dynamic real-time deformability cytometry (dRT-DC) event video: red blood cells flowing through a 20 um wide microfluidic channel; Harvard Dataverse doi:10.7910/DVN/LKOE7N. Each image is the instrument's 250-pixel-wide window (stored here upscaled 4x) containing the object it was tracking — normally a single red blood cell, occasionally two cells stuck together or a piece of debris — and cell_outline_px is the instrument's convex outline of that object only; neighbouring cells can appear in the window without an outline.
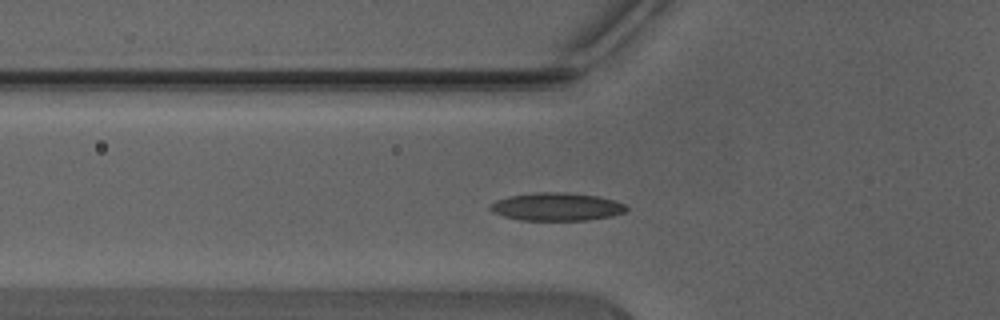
{"species": "Egyptian fruit bat (a non-hibernating species)", "species_latin": "Rousettus aegyptiacus", "temperature_condition": "warm", "stored_images_in_passage": 42, "camera_frame_rate_fps": 3000, "um_per_image_px": 0.085, "animal": {"sex": "male"}, "frame": {"image": 1, "passage_image": 12, "time_ms": 3.667, "image_size_px": [1000, 320], "cell_outline_px": [[628, 208], [624, 212], [612, 216], [588, 220], [520, 220], [504, 216], [492, 212], [488, 208], [496, 200], [508, 196], [536, 192], [568, 192], [596, 196], [612, 200], [624, 204]], "centroid_in_image_um": [47.29, 17.57], "position_along_channel_um": 78.5, "area_um2": 22.14}}
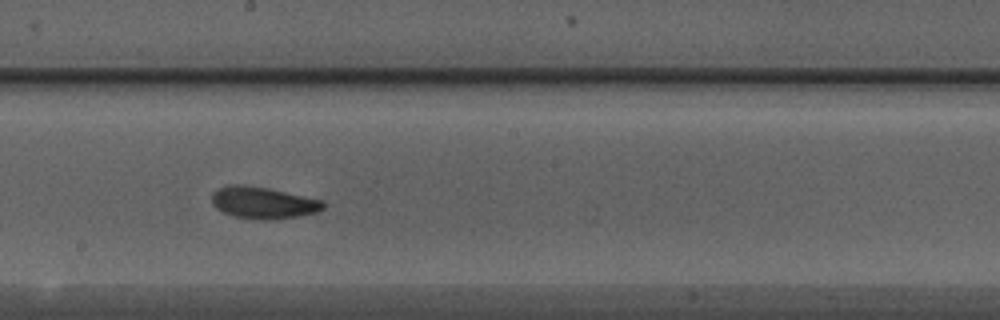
{"frame": {"image": 2, "passage_image": 22, "time_ms": 7.0, "image_size_px": [1000, 320], "cell_outline_px": [[324, 208], [316, 212], [296, 216], [268, 220], [260, 220], [236, 216], [224, 212], [216, 208], [212, 204], [212, 192], [216, 188], [228, 184], [240, 184], [268, 188], [324, 200]], "centroid_in_image_um": [22.34, 17.21], "position_along_channel_um": 225.9, "area_um2": 20.63}}
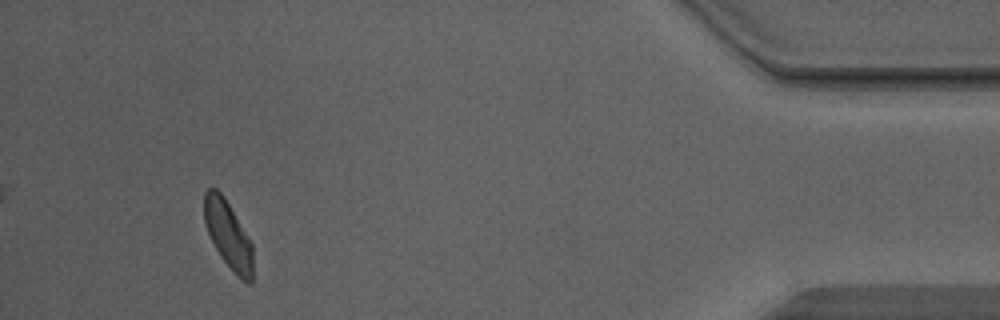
{"frame": {"image": 3, "passage_image": 39, "time_ms": 12.667, "image_size_px": [1000, 320], "cell_outline_px": [[252, 284], [248, 284], [240, 280], [236, 276], [220, 256], [208, 232], [204, 220], [204, 192], [208, 188], [216, 188], [224, 196], [252, 244]], "centroid_in_image_um": [19.39, 19.98], "position_along_channel_um": 415.8, "area_um2": 19.02}, "authors_computed_cell_mechanics": {"area_um2": 19.7965, "velocity_mm_per_s": 4.4151, "shape_relaxation_time_tau1_ms": 3.2945, "shape_relaxation_time_tau2_ms": 1.8651, "deformation_change_tau1": 0.1083, "deformation_change_tau2": 0.073}}